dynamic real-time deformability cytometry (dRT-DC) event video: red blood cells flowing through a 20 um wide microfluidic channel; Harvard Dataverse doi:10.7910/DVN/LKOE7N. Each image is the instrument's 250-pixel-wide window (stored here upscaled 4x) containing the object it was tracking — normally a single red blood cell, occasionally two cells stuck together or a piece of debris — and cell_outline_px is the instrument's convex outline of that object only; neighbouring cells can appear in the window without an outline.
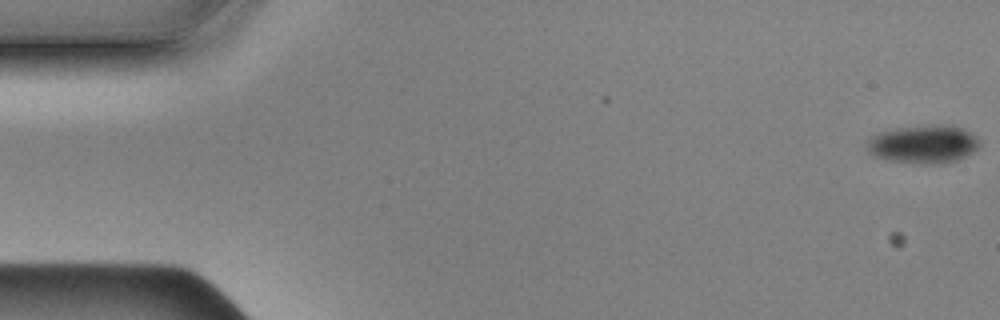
{"species": "Egyptian fruit bat (a non-hibernating species)", "species_latin": "Rousettus aegyptiacus", "temperature_condition": "cold", "stored_images_in_passage": 19, "camera_frame_rate_fps": 3000, "um_per_image_px": 0.085, "animal": {"sex": "male"}, "frame": {"image": 1, "passage_image": 1, "time_ms": 0.0, "image_size_px": [1000, 320], "cell_outline_px": [[980, 144], [972, 152], [956, 160], [932, 164], [920, 164], [892, 160], [872, 156], [868, 152], [868, 140], [872, 136], [880, 132], [896, 128], [940, 124], [952, 124], [976, 136], [980, 140]], "centroid_in_image_um": [78.48, 12.24], "position_along_channel_um": 6.5, "area_um2": 24.85}}
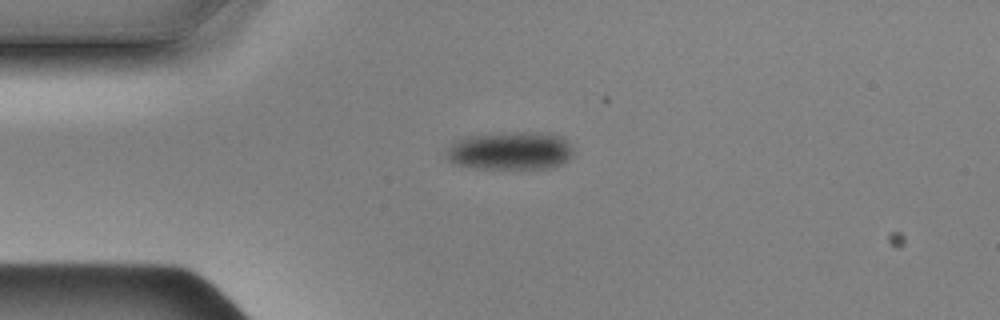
{"frame": {"image": 2, "passage_image": 14, "time_ms": 4.333, "image_size_px": [1000, 320], "cell_outline_px": [[572, 156], [568, 160], [552, 168], [472, 168], [456, 164], [448, 160], [448, 152], [452, 144], [460, 140], [472, 136], [520, 132], [536, 132], [560, 136], [572, 148]], "centroid_in_image_um": [43.42, 12.84], "position_along_channel_um": 41.6, "area_um2": 27.46}}